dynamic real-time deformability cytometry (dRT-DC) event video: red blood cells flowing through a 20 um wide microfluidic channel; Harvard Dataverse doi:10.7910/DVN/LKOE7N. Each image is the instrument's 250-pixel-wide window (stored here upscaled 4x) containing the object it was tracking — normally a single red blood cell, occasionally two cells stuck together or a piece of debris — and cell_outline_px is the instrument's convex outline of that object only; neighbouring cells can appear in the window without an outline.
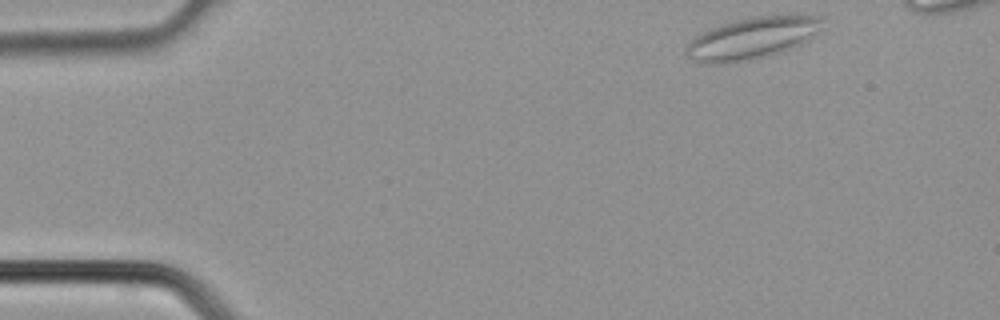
{"species": "common noctule bat (a hibernating species)", "species_latin": "Nyctalus noctula", "temperature_condition": "cold", "stored_images_in_passage": 31, "camera_frame_rate_fps": 3000, "um_per_image_px": 0.085, "animal": {"sex": "male", "body_mass_g": 21.5, "forearm_length_mm": 52.0}, "frame": {"image": 1, "passage_image": 1, "time_ms": 0.0, "image_size_px": [1000, 320], "cell_outline_px": [[820, 20], [812, 32], [800, 44], [776, 52], [748, 60], [728, 64], [704, 64], [692, 60], [684, 52], [684, 48], [696, 36], [708, 28], [720, 24], [756, 16], [788, 12], [792, 12], [820, 16]], "centroid_in_image_um": [63.81, 3.22], "position_along_channel_um": 21.2, "area_um2": 32.83}}
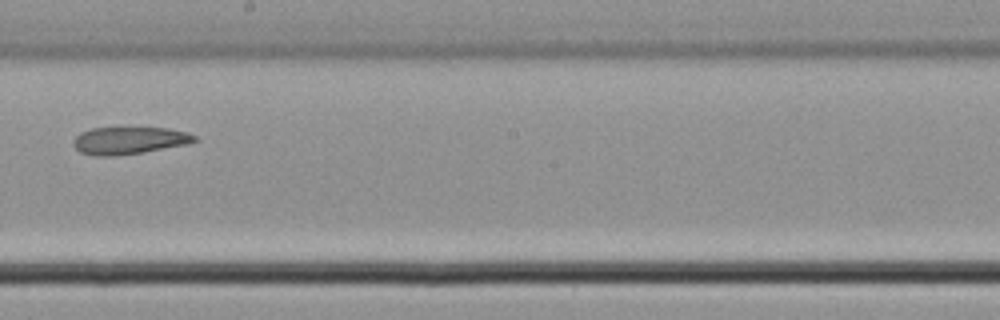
{"frame": {"image": 2, "passage_image": 18, "time_ms": 5.667, "image_size_px": [1000, 320], "cell_outline_px": [[200, 140], [188, 144], [116, 156], [92, 156], [80, 152], [72, 144], [72, 140], [80, 132], [92, 128], [168, 128], [184, 132], [196, 136]], "centroid_in_image_um": [10.94, 11.94], "position_along_channel_um": 237.3, "area_um2": 19.25}}
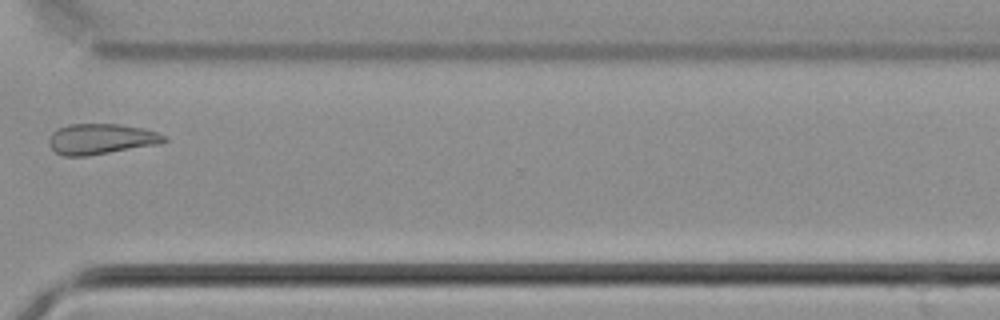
{"frame": {"image": 3, "passage_image": 25, "time_ms": 8.0, "image_size_px": [1000, 320], "cell_outline_px": [[168, 140], [160, 144], [84, 156], [64, 156], [56, 152], [48, 144], [48, 140], [52, 132], [56, 128], [68, 124], [120, 124], [144, 128], [156, 132], [164, 136]], "centroid_in_image_um": [8.56, 11.8], "position_along_channel_um": 362.0, "area_um2": 20.52}}